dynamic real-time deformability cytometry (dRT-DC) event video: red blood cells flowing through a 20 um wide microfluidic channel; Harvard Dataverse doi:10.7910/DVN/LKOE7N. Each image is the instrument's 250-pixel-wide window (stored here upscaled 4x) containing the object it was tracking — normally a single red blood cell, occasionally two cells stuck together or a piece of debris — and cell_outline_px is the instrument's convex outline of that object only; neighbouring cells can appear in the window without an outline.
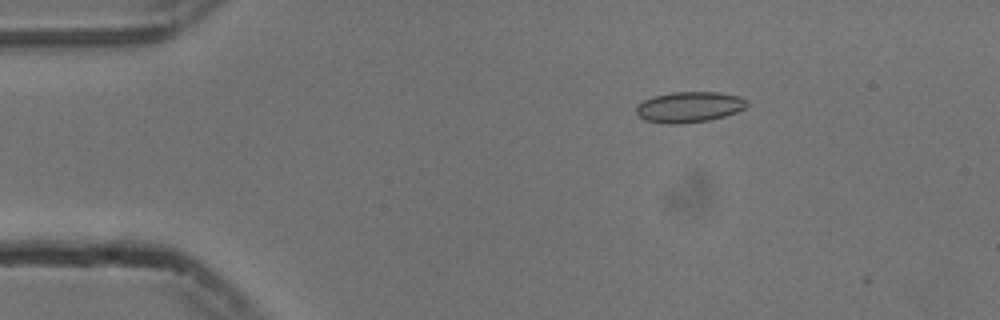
{"species": "common noctule bat (a hibernating species)", "species_latin": "Nyctalus noctula", "temperature_condition": "cold", "stored_images_in_passage": 4, "camera_frame_rate_fps": 3000, "um_per_image_px": 0.085, "animal": {"sex": "male", "body_mass_g": 13.3}, "frame": {"image": 1, "passage_image": 1, "time_ms": 0.0, "image_size_px": [1000, 320], "cell_outline_px": [[748, 104], [744, 108], [736, 112], [724, 116], [708, 120], [680, 124], [668, 124], [644, 120], [636, 112], [636, 108], [644, 100], [652, 96], [672, 92], [716, 92], [740, 96], [748, 100]], "centroid_in_image_um": [58.59, 9.09], "position_along_channel_um": 26.4, "area_um2": 19.77}}